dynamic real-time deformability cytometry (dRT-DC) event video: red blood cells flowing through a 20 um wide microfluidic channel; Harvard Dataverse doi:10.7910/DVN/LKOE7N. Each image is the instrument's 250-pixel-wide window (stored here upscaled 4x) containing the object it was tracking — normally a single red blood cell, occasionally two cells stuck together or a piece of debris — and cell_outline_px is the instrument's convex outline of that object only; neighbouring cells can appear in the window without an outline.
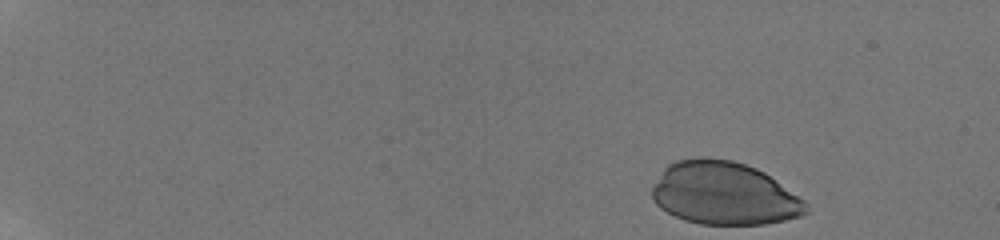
{"species": "human", "species_latin": "Homo sapiens", "temperature_condition": "room temperature", "stored_images_in_passage": 13, "camera_frame_rate_fps": 3000, "um_per_image_px": 0.085, "donor": {"sex": "male"}, "frame": {"image": 1, "passage_image": 1, "time_ms": 0.0, "image_size_px": [1000, 240], "cell_outline_px": [[808, 212], [800, 216], [784, 220], [764, 224], [700, 224], [684, 220], [660, 208], [652, 200], [652, 188], [664, 168], [668, 164], [676, 160], [700, 156], [732, 160], [756, 168], [764, 172], [804, 200], [808, 204]], "centroid_in_image_um": [61.53, 16.43], "position_along_channel_um": 23.5, "area_um2": 56.41}}
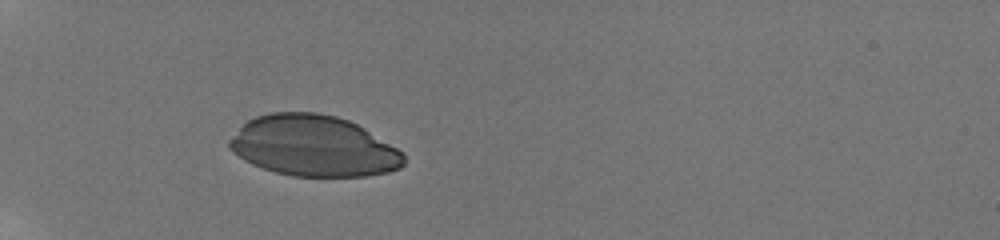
{"frame": {"image": 2, "passage_image": 6, "time_ms": 4.333, "image_size_px": [1000, 240], "cell_outline_px": [[404, 164], [400, 168], [388, 172], [368, 176], [292, 176], [276, 172], [252, 164], [244, 160], [232, 152], [228, 148], [228, 140], [248, 120], [256, 116], [272, 112], [316, 112], [336, 116], [348, 120], [364, 128], [404, 152]], "centroid_in_image_um": [26.65, 12.41], "position_along_channel_um": 58.3, "area_um2": 61.9}}